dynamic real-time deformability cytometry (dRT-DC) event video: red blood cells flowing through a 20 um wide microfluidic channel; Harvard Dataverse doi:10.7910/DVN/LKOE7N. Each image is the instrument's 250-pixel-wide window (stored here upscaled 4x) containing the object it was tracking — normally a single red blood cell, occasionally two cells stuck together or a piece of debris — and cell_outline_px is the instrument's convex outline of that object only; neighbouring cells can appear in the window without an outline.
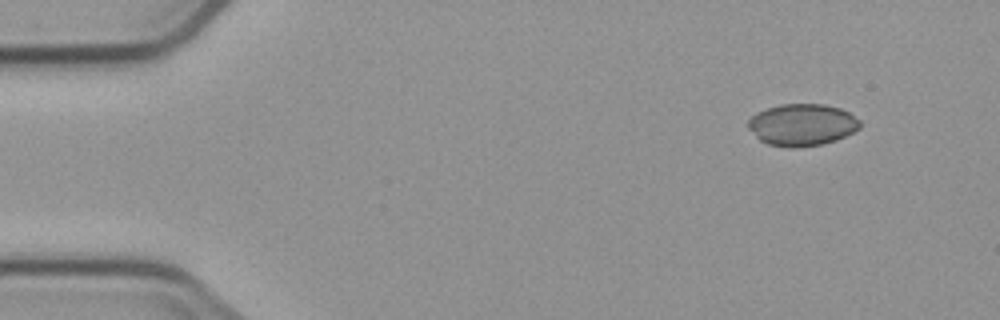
{"species": "common noctule bat (a hibernating species)", "species_latin": "Nyctalus noctula", "temperature_condition": "cold", "stored_images_in_passage": 3, "camera_frame_rate_fps": 3000, "um_per_image_px": 0.085, "animal": {"sex": "male", "body_mass_g": 23.1, "forearm_length_mm": 52.7}, "frame": {"image": 1, "passage_image": 1, "time_ms": 0.0, "image_size_px": [1000, 320], "cell_outline_px": [[860, 128], [836, 140], [820, 144], [768, 144], [760, 140], [748, 128], [748, 120], [756, 112], [780, 104], [824, 104], [840, 108], [848, 112], [860, 120]], "centroid_in_image_um": [68.19, 10.55], "position_along_channel_um": 16.8, "area_um2": 26.41}}